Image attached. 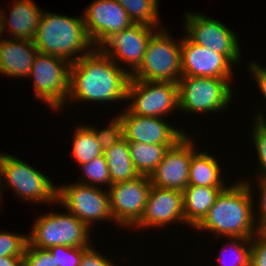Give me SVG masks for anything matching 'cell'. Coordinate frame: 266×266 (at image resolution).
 <instances>
[{
  "instance_id": "6da1fadb",
  "label": "cell",
  "mask_w": 266,
  "mask_h": 266,
  "mask_svg": "<svg viewBox=\"0 0 266 266\" xmlns=\"http://www.w3.org/2000/svg\"><path fill=\"white\" fill-rule=\"evenodd\" d=\"M130 74L99 48L71 63L69 97L65 107L79 103L110 104L127 101ZM74 101V102H73ZM70 103V104H69Z\"/></svg>"
},
{
  "instance_id": "7a4b0ae2",
  "label": "cell",
  "mask_w": 266,
  "mask_h": 266,
  "mask_svg": "<svg viewBox=\"0 0 266 266\" xmlns=\"http://www.w3.org/2000/svg\"><path fill=\"white\" fill-rule=\"evenodd\" d=\"M251 179H239L217 196L207 216L195 228L214 237L251 239L258 227L254 219V188Z\"/></svg>"
},
{
  "instance_id": "3957f363",
  "label": "cell",
  "mask_w": 266,
  "mask_h": 266,
  "mask_svg": "<svg viewBox=\"0 0 266 266\" xmlns=\"http://www.w3.org/2000/svg\"><path fill=\"white\" fill-rule=\"evenodd\" d=\"M33 43L38 52L64 58L70 63L95 49L83 16L71 17L47 10L43 12Z\"/></svg>"
},
{
  "instance_id": "277c9868",
  "label": "cell",
  "mask_w": 266,
  "mask_h": 266,
  "mask_svg": "<svg viewBox=\"0 0 266 266\" xmlns=\"http://www.w3.org/2000/svg\"><path fill=\"white\" fill-rule=\"evenodd\" d=\"M3 185L24 203L57 205L58 185L31 164L6 152L0 153V203Z\"/></svg>"
},
{
  "instance_id": "5b68a950",
  "label": "cell",
  "mask_w": 266,
  "mask_h": 266,
  "mask_svg": "<svg viewBox=\"0 0 266 266\" xmlns=\"http://www.w3.org/2000/svg\"><path fill=\"white\" fill-rule=\"evenodd\" d=\"M90 229L86 224L72 215L64 212L44 213L34 220L28 243L41 249L52 246H70L88 248L91 246Z\"/></svg>"
},
{
  "instance_id": "8992f818",
  "label": "cell",
  "mask_w": 266,
  "mask_h": 266,
  "mask_svg": "<svg viewBox=\"0 0 266 266\" xmlns=\"http://www.w3.org/2000/svg\"><path fill=\"white\" fill-rule=\"evenodd\" d=\"M164 28L157 29L149 40L140 67L131 75L134 80L178 83L182 77L181 40Z\"/></svg>"
},
{
  "instance_id": "52a82bcc",
  "label": "cell",
  "mask_w": 266,
  "mask_h": 266,
  "mask_svg": "<svg viewBox=\"0 0 266 266\" xmlns=\"http://www.w3.org/2000/svg\"><path fill=\"white\" fill-rule=\"evenodd\" d=\"M230 84L228 79L222 78L181 77L178 81L179 111L191 115L225 112L235 96Z\"/></svg>"
},
{
  "instance_id": "ba28073f",
  "label": "cell",
  "mask_w": 266,
  "mask_h": 266,
  "mask_svg": "<svg viewBox=\"0 0 266 266\" xmlns=\"http://www.w3.org/2000/svg\"><path fill=\"white\" fill-rule=\"evenodd\" d=\"M70 68L71 63L64 58L38 52L28 75L34 80L35 100L42 99L52 111L63 112L69 97Z\"/></svg>"
},
{
  "instance_id": "9c48e42d",
  "label": "cell",
  "mask_w": 266,
  "mask_h": 266,
  "mask_svg": "<svg viewBox=\"0 0 266 266\" xmlns=\"http://www.w3.org/2000/svg\"><path fill=\"white\" fill-rule=\"evenodd\" d=\"M184 14L182 29L193 43L223 54L234 66L241 64L240 40L235 31L201 12Z\"/></svg>"
},
{
  "instance_id": "30bf717a",
  "label": "cell",
  "mask_w": 266,
  "mask_h": 266,
  "mask_svg": "<svg viewBox=\"0 0 266 266\" xmlns=\"http://www.w3.org/2000/svg\"><path fill=\"white\" fill-rule=\"evenodd\" d=\"M60 185L57 192V205L63 206V209L66 208L90 229L95 226L92 224L98 221H112L115 224L107 189L76 183V181Z\"/></svg>"
},
{
  "instance_id": "8fae6325",
  "label": "cell",
  "mask_w": 266,
  "mask_h": 266,
  "mask_svg": "<svg viewBox=\"0 0 266 266\" xmlns=\"http://www.w3.org/2000/svg\"><path fill=\"white\" fill-rule=\"evenodd\" d=\"M126 100L133 114L165 119L179 110L178 83L130 78Z\"/></svg>"
},
{
  "instance_id": "7c38bea8",
  "label": "cell",
  "mask_w": 266,
  "mask_h": 266,
  "mask_svg": "<svg viewBox=\"0 0 266 266\" xmlns=\"http://www.w3.org/2000/svg\"><path fill=\"white\" fill-rule=\"evenodd\" d=\"M151 185L150 177L140 175L129 181L113 183L109 187L111 214L118 229L131 230L141 219Z\"/></svg>"
},
{
  "instance_id": "4fadbf2b",
  "label": "cell",
  "mask_w": 266,
  "mask_h": 266,
  "mask_svg": "<svg viewBox=\"0 0 266 266\" xmlns=\"http://www.w3.org/2000/svg\"><path fill=\"white\" fill-rule=\"evenodd\" d=\"M156 29L143 24H132L127 29L113 34L99 49L131 76L140 67L148 42ZM123 65L129 69H125Z\"/></svg>"
},
{
  "instance_id": "5bb4252c",
  "label": "cell",
  "mask_w": 266,
  "mask_h": 266,
  "mask_svg": "<svg viewBox=\"0 0 266 266\" xmlns=\"http://www.w3.org/2000/svg\"><path fill=\"white\" fill-rule=\"evenodd\" d=\"M195 138L187 134L164 154L149 176L151 184L165 189L184 191L188 186L191 155L198 149ZM197 147V148H196Z\"/></svg>"
},
{
  "instance_id": "9a60e30c",
  "label": "cell",
  "mask_w": 266,
  "mask_h": 266,
  "mask_svg": "<svg viewBox=\"0 0 266 266\" xmlns=\"http://www.w3.org/2000/svg\"><path fill=\"white\" fill-rule=\"evenodd\" d=\"M172 223L185 224L183 192L151 185L141 219L132 227L150 230L164 229ZM164 227V228H163Z\"/></svg>"
},
{
  "instance_id": "2e32d148",
  "label": "cell",
  "mask_w": 266,
  "mask_h": 266,
  "mask_svg": "<svg viewBox=\"0 0 266 266\" xmlns=\"http://www.w3.org/2000/svg\"><path fill=\"white\" fill-rule=\"evenodd\" d=\"M84 10L85 28L95 48L134 24L116 0H94Z\"/></svg>"
},
{
  "instance_id": "e0dca14e",
  "label": "cell",
  "mask_w": 266,
  "mask_h": 266,
  "mask_svg": "<svg viewBox=\"0 0 266 266\" xmlns=\"http://www.w3.org/2000/svg\"><path fill=\"white\" fill-rule=\"evenodd\" d=\"M233 67L223 54L193 43L186 35L181 38L182 77L222 78L233 84Z\"/></svg>"
},
{
  "instance_id": "ac0fdd59",
  "label": "cell",
  "mask_w": 266,
  "mask_h": 266,
  "mask_svg": "<svg viewBox=\"0 0 266 266\" xmlns=\"http://www.w3.org/2000/svg\"><path fill=\"white\" fill-rule=\"evenodd\" d=\"M123 110L117 115L122 121L123 137L128 142L176 144L186 135L183 129L172 126L163 118L133 114L125 106Z\"/></svg>"
},
{
  "instance_id": "d6986e66",
  "label": "cell",
  "mask_w": 266,
  "mask_h": 266,
  "mask_svg": "<svg viewBox=\"0 0 266 266\" xmlns=\"http://www.w3.org/2000/svg\"><path fill=\"white\" fill-rule=\"evenodd\" d=\"M8 11L0 9L3 34L8 33L11 39L33 41L41 21L44 9L41 10L33 0H12ZM8 15V18H7Z\"/></svg>"
},
{
  "instance_id": "ffe728a7",
  "label": "cell",
  "mask_w": 266,
  "mask_h": 266,
  "mask_svg": "<svg viewBox=\"0 0 266 266\" xmlns=\"http://www.w3.org/2000/svg\"><path fill=\"white\" fill-rule=\"evenodd\" d=\"M2 37L0 41V74L10 78H27L38 53L33 41Z\"/></svg>"
},
{
  "instance_id": "44dd1931",
  "label": "cell",
  "mask_w": 266,
  "mask_h": 266,
  "mask_svg": "<svg viewBox=\"0 0 266 266\" xmlns=\"http://www.w3.org/2000/svg\"><path fill=\"white\" fill-rule=\"evenodd\" d=\"M226 187L187 186L183 191L184 219L188 227L195 228L207 216L219 193Z\"/></svg>"
},
{
  "instance_id": "7402d4cb",
  "label": "cell",
  "mask_w": 266,
  "mask_h": 266,
  "mask_svg": "<svg viewBox=\"0 0 266 266\" xmlns=\"http://www.w3.org/2000/svg\"><path fill=\"white\" fill-rule=\"evenodd\" d=\"M220 163L210 152L197 149L190 159L188 186L227 187Z\"/></svg>"
},
{
  "instance_id": "603a6c76",
  "label": "cell",
  "mask_w": 266,
  "mask_h": 266,
  "mask_svg": "<svg viewBox=\"0 0 266 266\" xmlns=\"http://www.w3.org/2000/svg\"><path fill=\"white\" fill-rule=\"evenodd\" d=\"M104 155L112 184L140 176L132 162L129 143L124 137L106 150Z\"/></svg>"
},
{
  "instance_id": "cb8c5ba5",
  "label": "cell",
  "mask_w": 266,
  "mask_h": 266,
  "mask_svg": "<svg viewBox=\"0 0 266 266\" xmlns=\"http://www.w3.org/2000/svg\"><path fill=\"white\" fill-rule=\"evenodd\" d=\"M130 155L139 175L150 176L161 162L165 152L175 144H145L128 142Z\"/></svg>"
},
{
  "instance_id": "d4e9b609",
  "label": "cell",
  "mask_w": 266,
  "mask_h": 266,
  "mask_svg": "<svg viewBox=\"0 0 266 266\" xmlns=\"http://www.w3.org/2000/svg\"><path fill=\"white\" fill-rule=\"evenodd\" d=\"M72 134L71 156L78 166L104 154L101 145L86 123L75 126Z\"/></svg>"
},
{
  "instance_id": "484cf974",
  "label": "cell",
  "mask_w": 266,
  "mask_h": 266,
  "mask_svg": "<svg viewBox=\"0 0 266 266\" xmlns=\"http://www.w3.org/2000/svg\"><path fill=\"white\" fill-rule=\"evenodd\" d=\"M128 13L134 24H143L161 29L162 21L159 19L160 0H116Z\"/></svg>"
},
{
  "instance_id": "4316f807",
  "label": "cell",
  "mask_w": 266,
  "mask_h": 266,
  "mask_svg": "<svg viewBox=\"0 0 266 266\" xmlns=\"http://www.w3.org/2000/svg\"><path fill=\"white\" fill-rule=\"evenodd\" d=\"M227 239H228L227 242L228 241L230 242L224 243L223 247L221 248L222 249L220 252L221 254H219V256L217 257V259L220 261L221 266H250L251 239H246V238H227Z\"/></svg>"
},
{
  "instance_id": "83f0119b",
  "label": "cell",
  "mask_w": 266,
  "mask_h": 266,
  "mask_svg": "<svg viewBox=\"0 0 266 266\" xmlns=\"http://www.w3.org/2000/svg\"><path fill=\"white\" fill-rule=\"evenodd\" d=\"M79 170H82V175L80 177L78 176V183L99 188L105 186L107 190L112 185L104 154L80 165Z\"/></svg>"
},
{
  "instance_id": "f1b7e54d",
  "label": "cell",
  "mask_w": 266,
  "mask_h": 266,
  "mask_svg": "<svg viewBox=\"0 0 266 266\" xmlns=\"http://www.w3.org/2000/svg\"><path fill=\"white\" fill-rule=\"evenodd\" d=\"M264 114L265 112L261 110H257V113L254 114L252 131H250L252 134L249 137L252 139L251 142H253L255 154L258 157L256 162H259L258 169H255V178H266V114Z\"/></svg>"
},
{
  "instance_id": "f546056e",
  "label": "cell",
  "mask_w": 266,
  "mask_h": 266,
  "mask_svg": "<svg viewBox=\"0 0 266 266\" xmlns=\"http://www.w3.org/2000/svg\"><path fill=\"white\" fill-rule=\"evenodd\" d=\"M106 125L107 126L102 129H98L96 125H87L92 130L98 143L101 145L103 152L111 148L116 142L123 138L122 121L118 115L113 116Z\"/></svg>"
},
{
  "instance_id": "4dcf8cb0",
  "label": "cell",
  "mask_w": 266,
  "mask_h": 266,
  "mask_svg": "<svg viewBox=\"0 0 266 266\" xmlns=\"http://www.w3.org/2000/svg\"><path fill=\"white\" fill-rule=\"evenodd\" d=\"M28 244V235L0 230V257H23Z\"/></svg>"
},
{
  "instance_id": "1f68e13d",
  "label": "cell",
  "mask_w": 266,
  "mask_h": 266,
  "mask_svg": "<svg viewBox=\"0 0 266 266\" xmlns=\"http://www.w3.org/2000/svg\"><path fill=\"white\" fill-rule=\"evenodd\" d=\"M87 248L70 246H52L49 248L56 266H80L82 253Z\"/></svg>"
},
{
  "instance_id": "d6a6232c",
  "label": "cell",
  "mask_w": 266,
  "mask_h": 266,
  "mask_svg": "<svg viewBox=\"0 0 266 266\" xmlns=\"http://www.w3.org/2000/svg\"><path fill=\"white\" fill-rule=\"evenodd\" d=\"M23 266H56V261L49 249L36 248L28 243L23 256Z\"/></svg>"
},
{
  "instance_id": "836d02e7",
  "label": "cell",
  "mask_w": 266,
  "mask_h": 266,
  "mask_svg": "<svg viewBox=\"0 0 266 266\" xmlns=\"http://www.w3.org/2000/svg\"><path fill=\"white\" fill-rule=\"evenodd\" d=\"M258 181L256 186L258 187V192L256 194L258 200H257V206L254 205V219L256 222L257 227H259L262 223L266 222V178H255L254 181ZM260 187V188H259ZM258 208V210L256 209ZM255 210L257 212H255Z\"/></svg>"
},
{
  "instance_id": "e575fe53",
  "label": "cell",
  "mask_w": 266,
  "mask_h": 266,
  "mask_svg": "<svg viewBox=\"0 0 266 266\" xmlns=\"http://www.w3.org/2000/svg\"><path fill=\"white\" fill-rule=\"evenodd\" d=\"M250 266H266V240L258 232L251 238Z\"/></svg>"
},
{
  "instance_id": "d590c367",
  "label": "cell",
  "mask_w": 266,
  "mask_h": 266,
  "mask_svg": "<svg viewBox=\"0 0 266 266\" xmlns=\"http://www.w3.org/2000/svg\"><path fill=\"white\" fill-rule=\"evenodd\" d=\"M80 266H117L114 261L107 259L99 250H95L94 246H89L83 253L80 260Z\"/></svg>"
},
{
  "instance_id": "8d00e7d4",
  "label": "cell",
  "mask_w": 266,
  "mask_h": 266,
  "mask_svg": "<svg viewBox=\"0 0 266 266\" xmlns=\"http://www.w3.org/2000/svg\"><path fill=\"white\" fill-rule=\"evenodd\" d=\"M248 70L251 72V77H253L256 82L259 91L263 98L266 99V66L257 63L256 60L248 64Z\"/></svg>"
},
{
  "instance_id": "74e56055",
  "label": "cell",
  "mask_w": 266,
  "mask_h": 266,
  "mask_svg": "<svg viewBox=\"0 0 266 266\" xmlns=\"http://www.w3.org/2000/svg\"><path fill=\"white\" fill-rule=\"evenodd\" d=\"M0 266H23V257H0Z\"/></svg>"
},
{
  "instance_id": "f35d334b",
  "label": "cell",
  "mask_w": 266,
  "mask_h": 266,
  "mask_svg": "<svg viewBox=\"0 0 266 266\" xmlns=\"http://www.w3.org/2000/svg\"><path fill=\"white\" fill-rule=\"evenodd\" d=\"M258 233L266 240V222L258 227Z\"/></svg>"
},
{
  "instance_id": "ab89813d",
  "label": "cell",
  "mask_w": 266,
  "mask_h": 266,
  "mask_svg": "<svg viewBox=\"0 0 266 266\" xmlns=\"http://www.w3.org/2000/svg\"><path fill=\"white\" fill-rule=\"evenodd\" d=\"M2 36H4L3 35V29H2V20H1V15H0V41L2 40Z\"/></svg>"
}]
</instances>
